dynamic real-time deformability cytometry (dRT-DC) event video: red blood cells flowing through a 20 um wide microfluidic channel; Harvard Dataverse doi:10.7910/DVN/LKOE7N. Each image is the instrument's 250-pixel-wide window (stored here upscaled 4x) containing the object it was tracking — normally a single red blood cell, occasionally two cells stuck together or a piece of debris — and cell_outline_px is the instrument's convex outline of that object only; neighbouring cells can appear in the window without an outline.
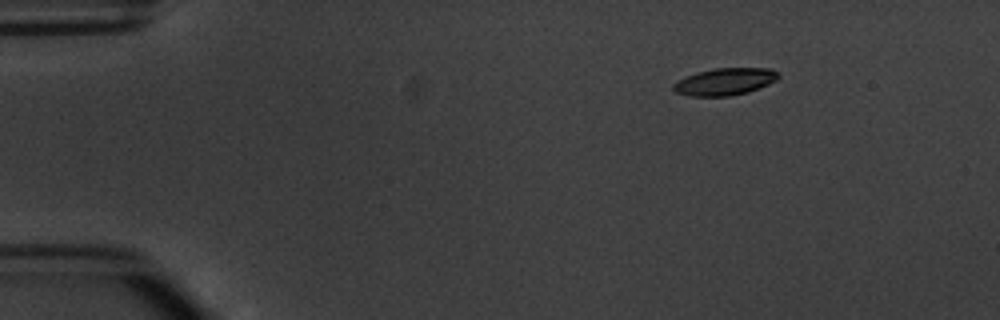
{"species": "common noctule bat (a hibernating species)", "species_latin": "Nyctalus noctula", "temperature_condition": "warm", "stored_images_in_passage": 4, "camera_frame_rate_fps": 3000, "um_per_image_px": 0.085, "animal": {"sex": "male", "body_mass_g": 20.1, "forearm_length_mm": 53.5}, "frame": {"image": 1, "passage_image": 1, "time_ms": 0.0, "image_size_px": [1000, 320], "cell_outline_px": [[780, 76], [776, 80], [768, 84], [748, 92], [728, 96], [688, 96], [676, 92], [672, 88], [672, 84], [676, 80], [696, 72], [716, 68], [772, 68]], "centroid_in_image_um": [61.57, 6.93], "position_along_channel_um": 23.4, "area_um2": 16.65}}